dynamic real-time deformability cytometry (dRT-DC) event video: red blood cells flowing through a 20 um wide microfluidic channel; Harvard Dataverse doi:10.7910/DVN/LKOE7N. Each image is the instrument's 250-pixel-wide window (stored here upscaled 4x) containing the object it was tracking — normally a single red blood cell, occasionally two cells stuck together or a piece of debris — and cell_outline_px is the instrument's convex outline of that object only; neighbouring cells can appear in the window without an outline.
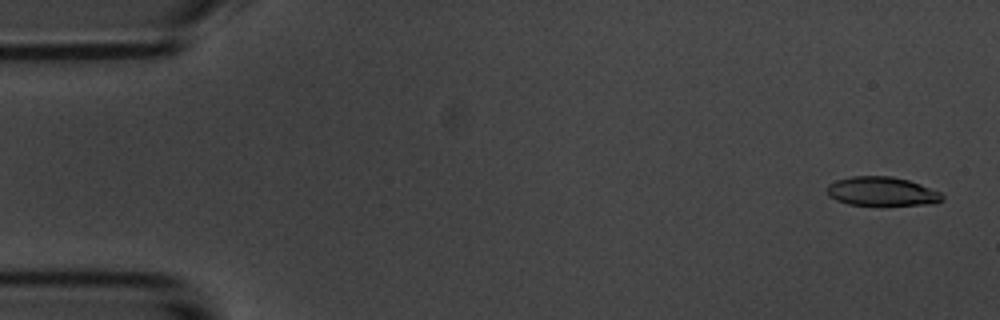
{"species": "common noctule bat (a hibernating species)", "species_latin": "Nyctalus noctula", "temperature_condition": "room temperature", "stored_images_in_passage": 3, "camera_frame_rate_fps": 3000, "um_per_image_px": 0.085, "animal": {"sex": "male", "body_mass_g": 20.1, "forearm_length_mm": 53.5}, "frame": {"image": 1, "passage_image": 1, "time_ms": 0.0, "image_size_px": [1000, 320], "cell_outline_px": [[944, 200], [936, 204], [848, 204], [836, 200], [828, 196], [828, 184], [836, 180], [852, 176], [892, 176], [908, 180], [920, 184], [940, 192], [944, 196]], "centroid_in_image_um": [74.97, 16.26], "position_along_channel_um": 10.0, "area_um2": 19.25}}